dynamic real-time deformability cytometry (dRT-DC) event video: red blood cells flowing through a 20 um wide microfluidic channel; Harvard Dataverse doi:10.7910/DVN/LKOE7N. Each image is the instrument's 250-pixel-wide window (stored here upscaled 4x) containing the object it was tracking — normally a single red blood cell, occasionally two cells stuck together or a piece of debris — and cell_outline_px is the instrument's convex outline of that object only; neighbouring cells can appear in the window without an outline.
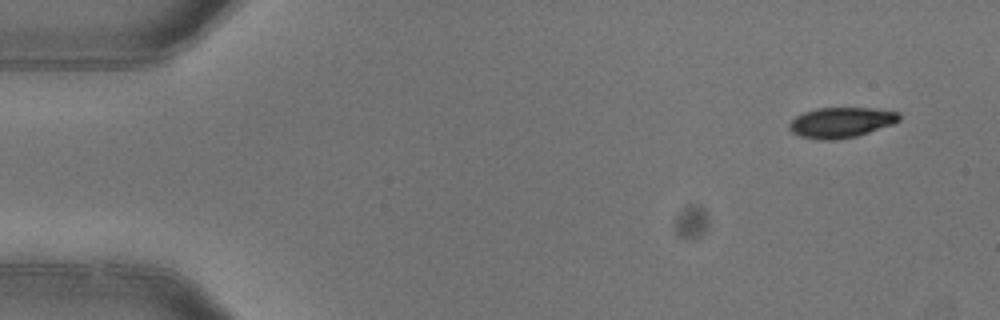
{"species": "common noctule bat (a hibernating species)", "species_latin": "Nyctalus noctula", "temperature_condition": "warm", "stored_images_in_passage": 3, "camera_frame_rate_fps": 3000, "um_per_image_px": 0.085, "animal": {"sex": "female"}, "frame": {"image": 1, "passage_image": 1, "time_ms": 0.0, "image_size_px": [1000, 320], "cell_outline_px": [[900, 120], [892, 124], [856, 136], [836, 140], [820, 140], [800, 136], [792, 132], [788, 128], [788, 124], [796, 116], [804, 112], [816, 108], [872, 108], [900, 112]], "centroid_in_image_um": [71.47, 10.41], "position_along_channel_um": 13.5, "area_um2": 19.42}}
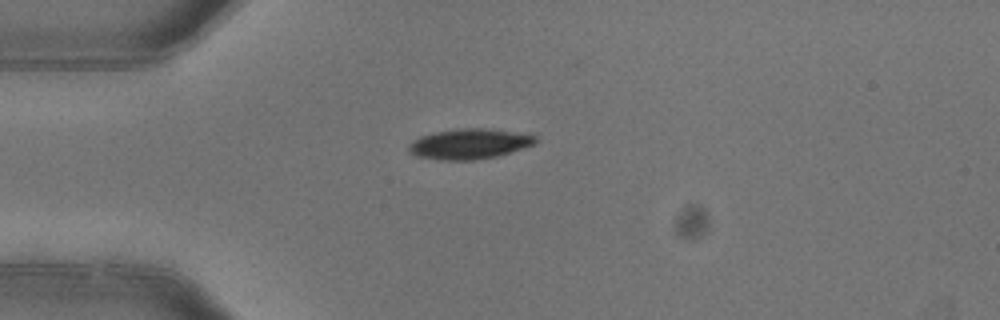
{"frame": {"image": 2, "passage_image": 3, "time_ms": 0.667, "image_size_px": [1000, 320], "cell_outline_px": [[536, 144], [496, 156], [472, 160], [444, 160], [416, 156], [408, 152], [408, 144], [412, 140], [420, 136], [436, 132], [464, 128], [484, 128], [536, 136]], "centroid_in_image_um": [39.83, 12.24], "position_along_channel_um": 45.2, "area_um2": 22.02}}